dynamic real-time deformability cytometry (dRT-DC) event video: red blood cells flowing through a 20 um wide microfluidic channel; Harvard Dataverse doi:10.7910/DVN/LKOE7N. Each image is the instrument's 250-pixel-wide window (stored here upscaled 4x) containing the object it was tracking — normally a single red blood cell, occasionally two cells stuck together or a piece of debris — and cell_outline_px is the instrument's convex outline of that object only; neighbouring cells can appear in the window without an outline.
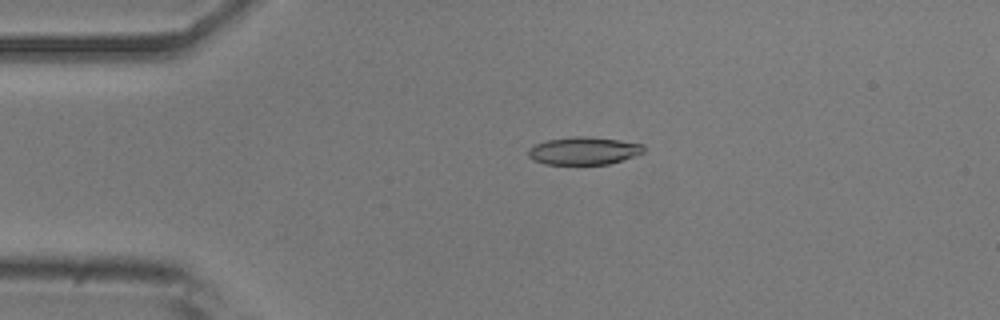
{"species": "common noctule bat (a hibernating species)", "species_latin": "Nyctalus noctula", "temperature_condition": "room temperature", "stored_images_in_passage": 4, "camera_frame_rate_fps": 3000, "um_per_image_px": 0.085, "animal": {"sex": "male", "body_mass_g": 20.5, "forearm_length_mm": 52.5}, "frame": {"image": 1, "passage_image": 2, "time_ms": 0.333, "image_size_px": [1000, 320], "cell_outline_px": [[644, 152], [636, 156], [608, 164], [544, 164], [532, 160], [528, 156], [528, 148], [536, 144], [548, 140], [580, 136], [616, 140], [644, 144]], "centroid_in_image_um": [49.61, 12.83], "position_along_channel_um": 35.4, "area_um2": 18.44}}
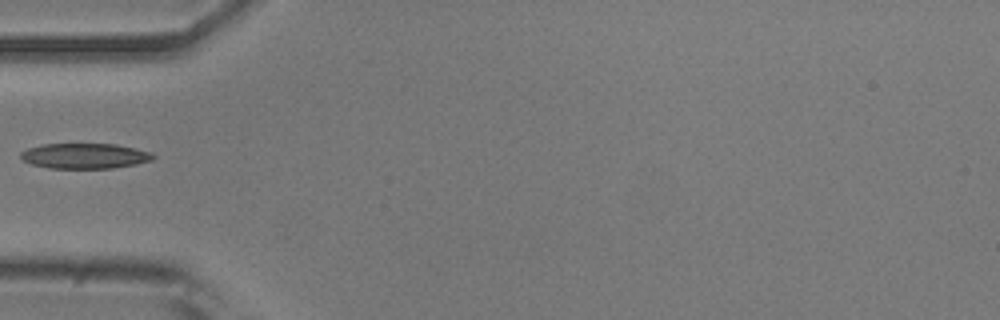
{"frame": {"image": 2, "passage_image": 4, "time_ms": 1.0, "image_size_px": [1000, 320], "cell_outline_px": [[156, 156], [152, 160], [136, 164], [112, 168], [48, 168], [32, 164], [24, 160], [20, 156], [20, 152], [28, 148], [44, 144], [116, 144], [152, 152]], "centroid_in_image_um": [7.22, 13.25], "position_along_channel_um": 77.8, "area_um2": 19.48}}